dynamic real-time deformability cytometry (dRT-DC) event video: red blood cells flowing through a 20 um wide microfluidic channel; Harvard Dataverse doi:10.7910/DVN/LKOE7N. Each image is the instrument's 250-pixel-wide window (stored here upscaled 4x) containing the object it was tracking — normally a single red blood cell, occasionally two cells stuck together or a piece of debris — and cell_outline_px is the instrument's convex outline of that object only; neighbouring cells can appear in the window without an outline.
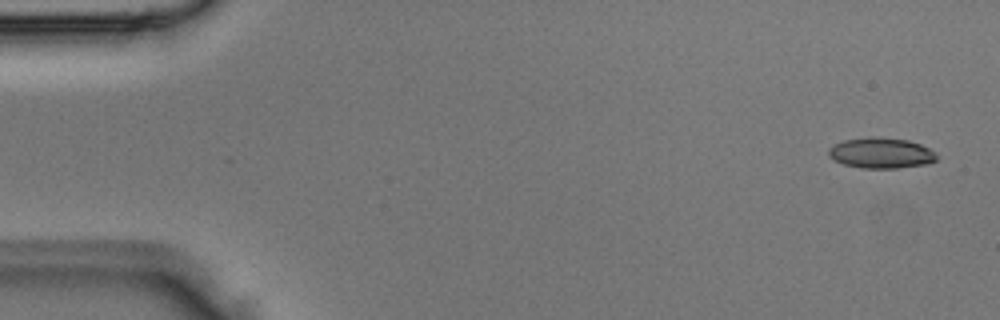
{"species": "Egyptian fruit bat (a non-hibernating species)", "species_latin": "Rousettus aegyptiacus", "temperature_condition": "room temperature", "stored_images_in_passage": 5, "segment_of_instrument_passage": [1, 2], "camera_frame_rate_fps": 3000, "um_per_image_px": 0.085, "animal": {"sex": "male"}, "frame": {"image": 1, "passage_image": 1, "time_ms": 0.0, "image_size_px": [1000, 320], "cell_outline_px": [[936, 160], [928, 164], [896, 168], [860, 168], [844, 164], [828, 156], [828, 148], [832, 144], [844, 140], [872, 136], [908, 140], [920, 144], [928, 148], [936, 156]], "centroid_in_image_um": [74.85, 13.0], "position_along_channel_um": 10.2, "area_um2": 19.25}}